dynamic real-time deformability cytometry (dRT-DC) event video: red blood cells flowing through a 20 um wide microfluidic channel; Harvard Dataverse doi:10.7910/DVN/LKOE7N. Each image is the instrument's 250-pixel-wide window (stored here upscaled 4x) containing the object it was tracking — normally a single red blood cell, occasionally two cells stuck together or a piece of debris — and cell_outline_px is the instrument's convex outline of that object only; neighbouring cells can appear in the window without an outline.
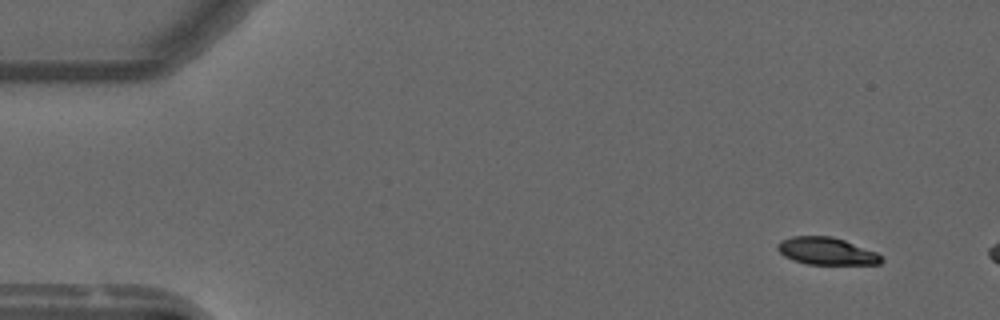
{"species": "common noctule bat (a hibernating species)", "species_latin": "Nyctalus noctula", "temperature_condition": "warm", "stored_images_in_passage": 7, "camera_frame_rate_fps": 3000, "um_per_image_px": 0.085, "animal": {"sex": "male", "forearm_length_mm": 52.5}, "frame": {"image": 1, "passage_image": 1, "time_ms": 0.0, "image_size_px": [1000, 320], "cell_outline_px": [[884, 260], [880, 264], [808, 264], [792, 260], [784, 256], [776, 248], [776, 244], [780, 240], [792, 236], [832, 236], [844, 240], [876, 252]], "centroid_in_image_um": [70.21, 21.34], "position_along_channel_um": 14.8, "area_um2": 16.53}}